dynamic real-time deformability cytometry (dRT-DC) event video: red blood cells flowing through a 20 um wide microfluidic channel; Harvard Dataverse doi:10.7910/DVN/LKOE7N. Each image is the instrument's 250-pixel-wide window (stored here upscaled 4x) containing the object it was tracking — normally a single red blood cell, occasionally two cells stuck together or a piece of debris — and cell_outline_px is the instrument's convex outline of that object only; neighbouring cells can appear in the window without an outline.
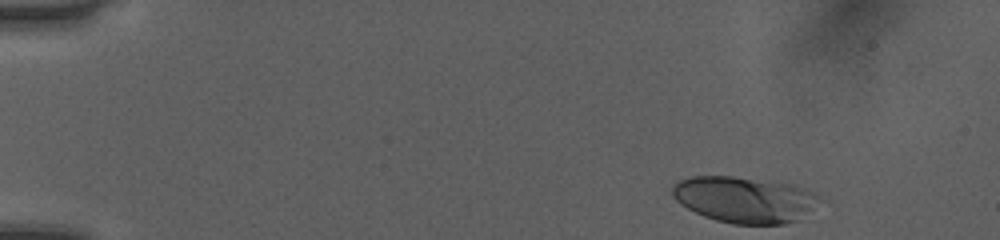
{"species": "human", "species_latin": "Homo sapiens", "temperature_condition": "room temperature", "stored_images_in_passage": 46, "camera_frame_rate_fps": 3000, "um_per_image_px": 0.085, "donor": {"sex": "female"}, "frame": {"image": 1, "passage_image": 1, "time_ms": 0.0, "image_size_px": [1000, 240], "cell_outline_px": [[820, 196], [812, 208], [796, 220], [784, 224], [732, 224], [716, 220], [704, 216], [680, 204], [672, 196], [672, 184], [680, 180], [692, 176], [732, 176], [792, 184], [804, 188]], "centroid_in_image_um": [63.22, 16.96], "position_along_channel_um": 21.8, "area_um2": 39.19}}
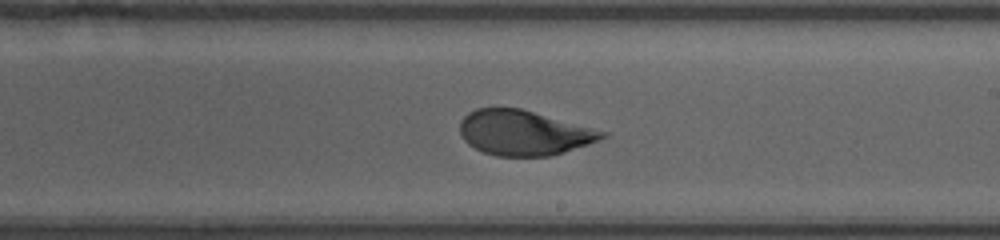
{"frame": {"image": 2, "passage_image": 26, "time_ms": 8.333, "image_size_px": [1000, 240], "cell_outline_px": [[608, 136], [588, 144], [552, 156], [496, 156], [484, 152], [468, 144], [464, 140], [460, 132], [460, 120], [468, 112], [476, 108], [520, 108], [608, 132]], "centroid_in_image_um": [44.51, 11.29], "position_along_channel_um": 244.5, "area_um2": 37.17}}
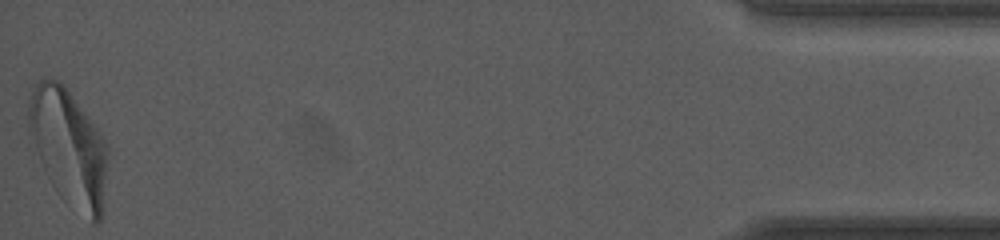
{"frame": {"image": 3, "passage_image": 46, "time_ms": 15.0, "image_size_px": [1000, 240], "cell_outline_px": [[108, 152], [100, 220], [96, 224], [92, 224], [44, 168], [40, 160], [28, 132], [28, 104], [32, 88], [40, 80], [56, 80], [64, 84], [104, 140], [108, 148]], "centroid_in_image_um": [5.82, 12.4], "position_along_channel_um": 429.4, "area_um2": 50.86}, "authors_computed_cell_mechanics": {"area_um2": 38.1769, "velocity_mm_per_s": 4.0191, "shape_relaxation_time_tau1_ms": 3.4046, "shape_relaxation_time_tau2_ms": 0.8725, "deformation_change_tau1": 0.1708, "deformation_change_tau2": 0.0665}}